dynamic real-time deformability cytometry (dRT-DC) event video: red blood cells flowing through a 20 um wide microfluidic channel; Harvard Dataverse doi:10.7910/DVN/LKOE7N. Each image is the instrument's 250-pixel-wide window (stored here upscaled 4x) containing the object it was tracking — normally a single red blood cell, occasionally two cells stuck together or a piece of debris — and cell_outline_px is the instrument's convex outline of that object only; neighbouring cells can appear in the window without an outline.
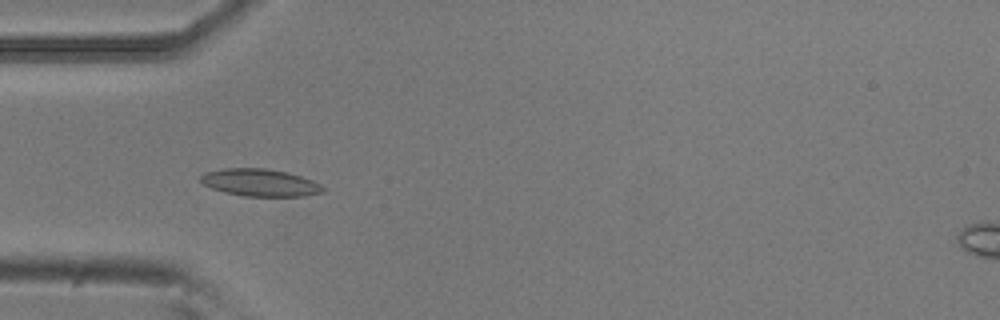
{"species": "common noctule bat (a hibernating species)", "species_latin": "Nyctalus noctula", "temperature_condition": "room temperature", "stored_images_in_passage": 7, "camera_frame_rate_fps": 3000, "um_per_image_px": 0.085, "animal": {"sex": "male", "body_mass_g": 20.5, "forearm_length_mm": 52.5}, "frame": {"image": 1, "passage_image": 3, "time_ms": 0.667, "image_size_px": [1000, 320], "cell_outline_px": [[328, 188], [324, 192], [304, 196], [244, 196], [224, 192], [212, 188], [204, 184], [200, 180], [200, 176], [204, 172], [224, 168], [264, 168], [288, 172], [312, 180]], "centroid_in_image_um": [22.13, 15.52], "position_along_channel_um": 62.9, "area_um2": 19.59}}
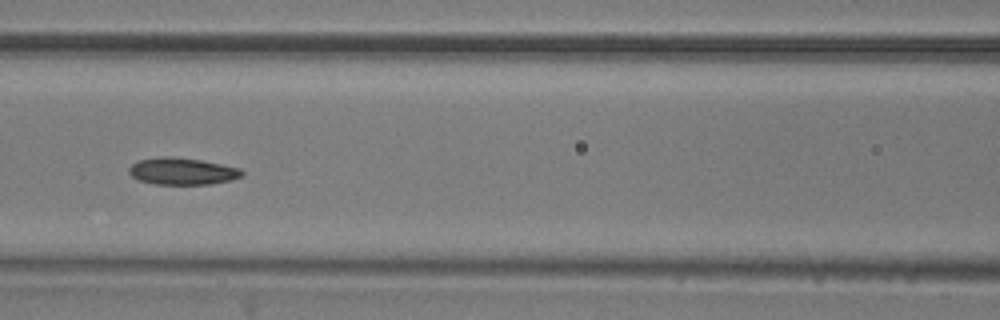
{"frame": {"image": 2, "passage_image": 5, "time_ms": 1.333, "image_size_px": [1000, 320], "cell_outline_px": [[244, 176], [232, 180], [208, 184], [156, 184], [140, 180], [132, 176], [128, 172], [128, 168], [136, 160], [160, 156], [172, 156], [200, 160], [240, 168], [244, 172]], "centroid_in_image_um": [15.48, 14.54], "position_along_channel_um": 151.1, "area_um2": 17.8}}
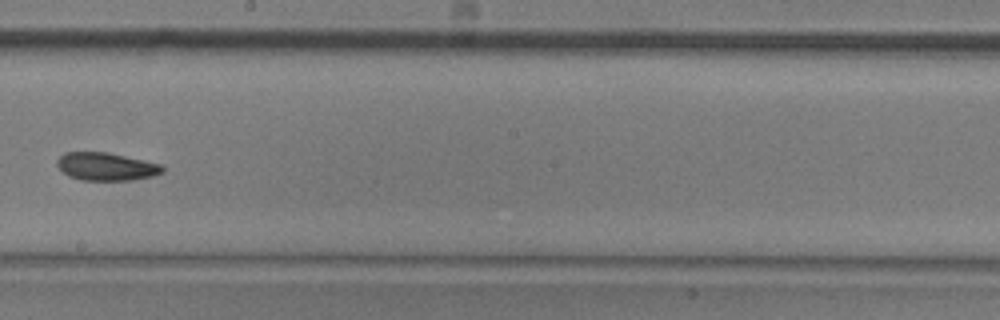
{"frame": {"image": 3, "passage_image": 7, "time_ms": 2.0, "image_size_px": [1000, 320], "cell_outline_px": [[164, 172], [152, 176], [132, 180], [80, 180], [68, 176], [56, 164], [56, 160], [64, 152], [108, 152], [144, 160], [160, 164], [164, 168]], "centroid_in_image_um": [9.02, 14.15], "position_along_channel_um": 239.2, "area_um2": 17.17}}